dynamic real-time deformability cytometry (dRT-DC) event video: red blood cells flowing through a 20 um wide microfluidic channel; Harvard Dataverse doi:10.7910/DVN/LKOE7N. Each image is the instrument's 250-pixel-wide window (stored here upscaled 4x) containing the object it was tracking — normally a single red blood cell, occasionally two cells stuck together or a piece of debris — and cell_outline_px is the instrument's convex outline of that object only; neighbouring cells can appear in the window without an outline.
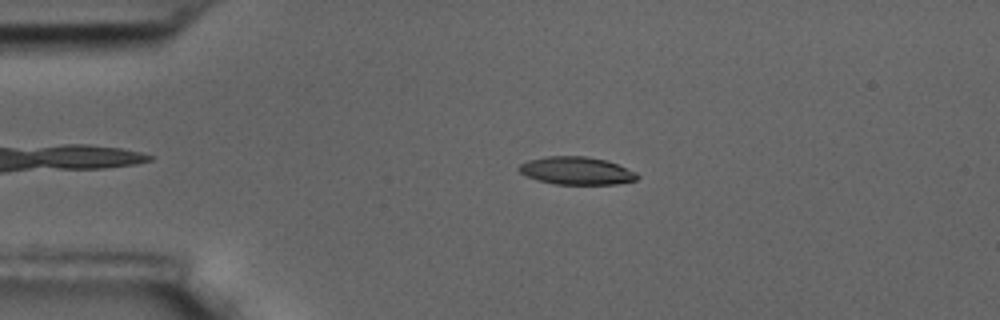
{"species": "common noctule bat (a hibernating species)", "species_latin": "Nyctalus noctula", "temperature_condition": "room temperature", "stored_images_in_passage": 51, "camera_frame_rate_fps": 3000, "um_per_image_px": 0.085, "animal": {"sex": "male", "body_mass_g": 17.5, "forearm_length_mm": 52.3}, "frame": {"image": 1, "passage_image": 12, "time_ms": 3.667, "image_size_px": [1000, 320], "cell_outline_px": [[640, 176], [636, 180], [616, 184], [556, 184], [536, 180], [520, 172], [516, 168], [520, 164], [528, 160], [548, 156], [584, 156], [604, 160], [616, 164], [636, 172]], "centroid_in_image_um": [48.98, 14.51], "position_along_channel_um": 36.0, "area_um2": 19.02}}
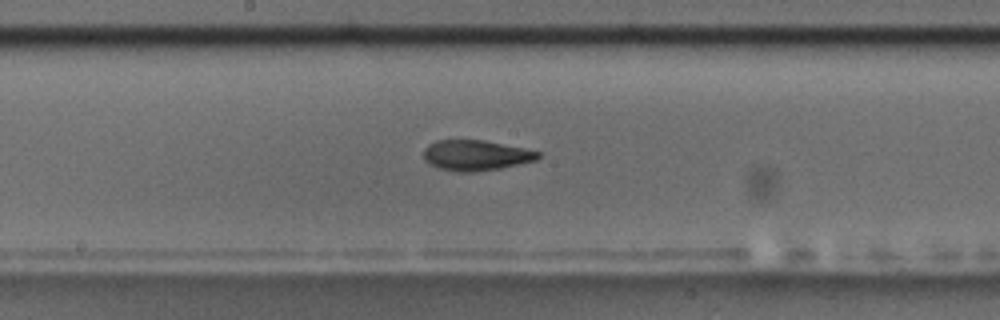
{"frame": {"image": 2, "passage_image": 30, "time_ms": 9.667, "image_size_px": [1000, 320], "cell_outline_px": [[540, 156], [536, 160], [520, 164], [500, 168], [476, 172], [456, 172], [436, 168], [428, 164], [424, 160], [424, 148], [428, 144], [436, 140], [484, 140], [524, 148], [540, 152]], "centroid_in_image_um": [40.41, 13.21], "position_along_channel_um": 207.8, "area_um2": 20.52}}
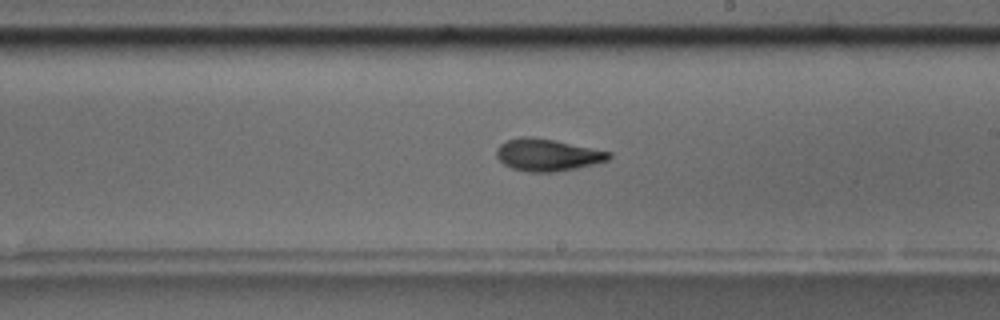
{"frame": {"image": 3, "passage_image": 33, "time_ms": 10.667, "image_size_px": [1000, 320], "cell_outline_px": [[612, 156], [608, 160], [576, 168], [552, 172], [528, 172], [512, 168], [504, 164], [496, 156], [496, 148], [500, 144], [508, 140], [524, 136], [532, 136], [612, 152]], "centroid_in_image_um": [46.51, 13.17], "position_along_channel_um": 242.5, "area_um2": 20.81}, "authors_computed_cell_mechanics": {"area_um2": 20.0566, "velocity_mm_per_s": 3.4875, "shape_relaxation_time_tau1_ms": 3.7243, "shape_relaxation_time_tau2_ms": 2.6684, "deformation_change_tau1": 0.159, "deformation_change_tau2": 0.0973}}